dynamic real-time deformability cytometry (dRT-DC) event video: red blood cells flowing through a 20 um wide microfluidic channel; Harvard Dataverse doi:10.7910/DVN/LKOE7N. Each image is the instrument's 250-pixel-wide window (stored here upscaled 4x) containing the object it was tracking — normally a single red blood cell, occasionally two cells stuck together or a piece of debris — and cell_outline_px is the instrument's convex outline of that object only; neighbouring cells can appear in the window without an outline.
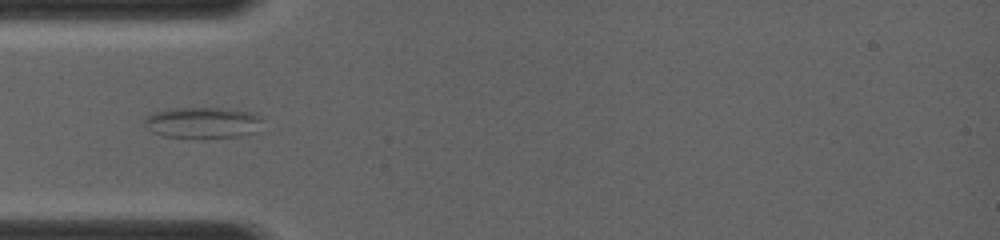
{"species": "common noctule bat (a hibernating species)", "species_latin": "Nyctalus noctula", "temperature_condition": "room temperature", "stored_images_in_passage": 46, "camera_frame_rate_fps": 4000, "um_per_image_px": 0.085, "animal": {"sex": "female", "body_mass_g": 19.0, "forearm_length_mm": 56.7}, "frame": {"image": 1, "passage_image": 1, "time_ms": 0.0, "image_size_px": [1000, 240], "cell_outline_px": [[260, 120], [252, 132], [240, 136], [204, 140], [196, 140], [164, 136], [152, 132], [144, 124], [144, 116], [168, 108], [228, 108], [248, 112], [260, 116]], "centroid_in_image_um": [17.13, 10.46], "position_along_channel_um": 67.9, "area_um2": 21.79}}
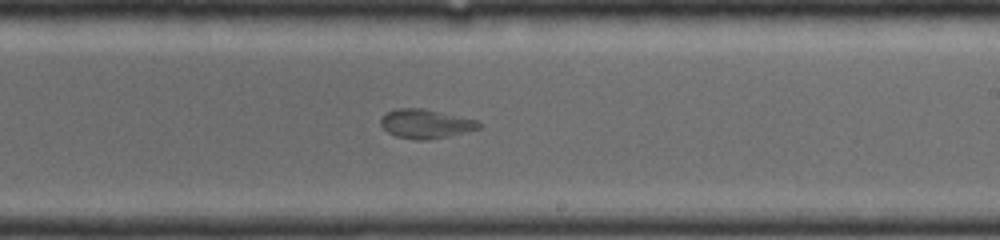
{"frame": {"image": 2, "passage_image": 17, "time_ms": 4.0, "image_size_px": [1000, 240], "cell_outline_px": [[480, 128], [448, 136], [428, 140], [416, 140], [396, 136], [388, 132], [380, 124], [380, 116], [384, 112], [396, 108], [424, 108], [476, 120], [480, 124]], "centroid_in_image_um": [36.11, 10.51], "position_along_channel_um": 252.9, "area_um2": 16.65}}
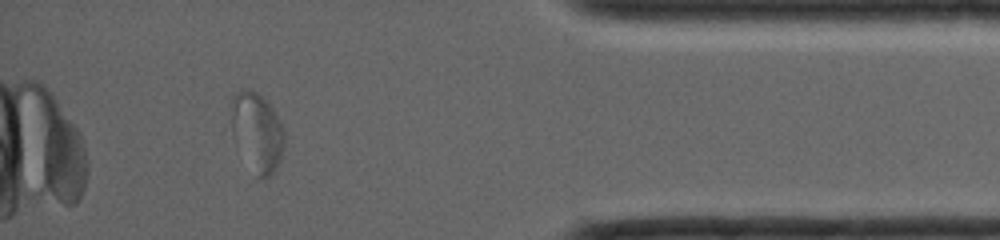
{"frame": {"image": 3, "passage_image": 38, "time_ms": 8.0, "image_size_px": [1000, 240], "cell_outline_px": [[284, 148], [280, 160], [276, 168], [264, 180], [260, 180], [256, 176], [232, 136], [228, 104], [232, 96], [236, 92], [256, 92], [272, 108], [280, 120], [284, 132]], "centroid_in_image_um": [21.82, 11.24], "position_along_channel_um": 413.4, "area_um2": 24.45}}